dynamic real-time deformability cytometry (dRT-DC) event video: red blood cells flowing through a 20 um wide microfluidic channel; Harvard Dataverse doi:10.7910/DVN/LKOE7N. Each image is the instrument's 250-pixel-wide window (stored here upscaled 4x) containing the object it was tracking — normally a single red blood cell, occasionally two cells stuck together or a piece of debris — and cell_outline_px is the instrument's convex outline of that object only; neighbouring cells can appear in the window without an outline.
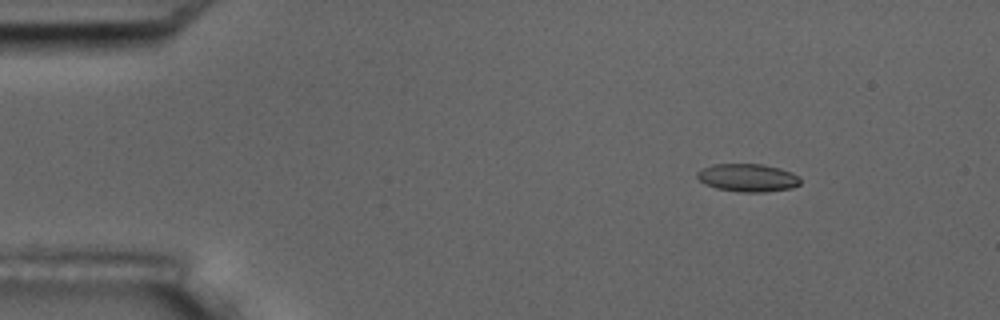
{"species": "common noctule bat (a hibernating species)", "species_latin": "Nyctalus noctula", "temperature_condition": "room temperature", "stored_images_in_passage": 6, "camera_frame_rate_fps": 3000, "um_per_image_px": 0.085, "animal": {"sex": "male", "body_mass_g": 17.5, "forearm_length_mm": 52.3}, "frame": {"image": 1, "passage_image": 2, "time_ms": 2.333, "image_size_px": [1000, 320], "cell_outline_px": [[800, 184], [792, 188], [764, 192], [736, 192], [716, 188], [704, 184], [696, 176], [696, 172], [712, 164], [760, 164], [780, 168], [792, 172], [800, 176]], "centroid_in_image_um": [63.56, 15.11], "position_along_channel_um": 21.4, "area_um2": 16.94}}
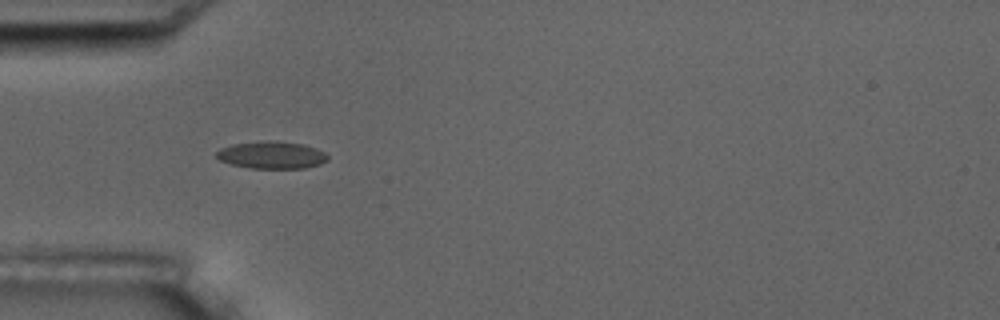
{"frame": {"image": 2, "passage_image": 5, "time_ms": 5.667, "image_size_px": [1000, 320], "cell_outline_px": [[328, 160], [320, 164], [304, 168], [252, 168], [232, 164], [220, 160], [216, 156], [216, 152], [220, 148], [232, 144], [276, 140], [300, 144], [316, 148], [324, 152], [328, 156]], "centroid_in_image_um": [23.1, 13.18], "position_along_channel_um": 61.9, "area_um2": 17.51}}